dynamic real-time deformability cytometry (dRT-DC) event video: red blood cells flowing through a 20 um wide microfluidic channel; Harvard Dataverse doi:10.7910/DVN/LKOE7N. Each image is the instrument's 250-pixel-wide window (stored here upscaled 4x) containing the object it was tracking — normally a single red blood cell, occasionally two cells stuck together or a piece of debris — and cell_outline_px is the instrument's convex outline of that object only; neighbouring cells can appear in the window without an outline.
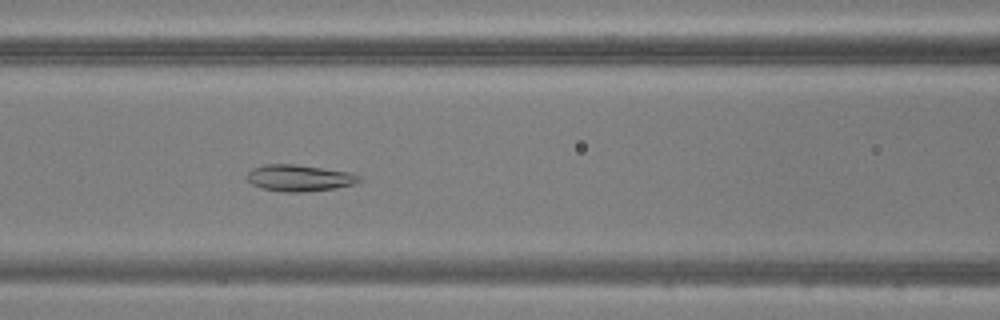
{"species": "common noctule bat (a hibernating species)", "species_latin": "Nyctalus noctula", "temperature_condition": "warm", "stored_images_in_passage": 49, "camera_frame_rate_fps": 3000, "um_per_image_px": 0.085, "animal": {"sex": "male", "body_mass_g": 20.5, "forearm_length_mm": 52.5}, "frame": {"image": 1, "passage_image": 21, "time_ms": 6.667, "image_size_px": [1000, 320], "cell_outline_px": [[360, 180], [356, 184], [336, 188], [300, 192], [284, 192], [264, 188], [252, 184], [244, 176], [252, 168], [264, 164], [296, 164], [352, 172], [360, 176]], "centroid_in_image_um": [25.45, 15.11], "position_along_channel_um": 141.2, "area_um2": 17.46}}
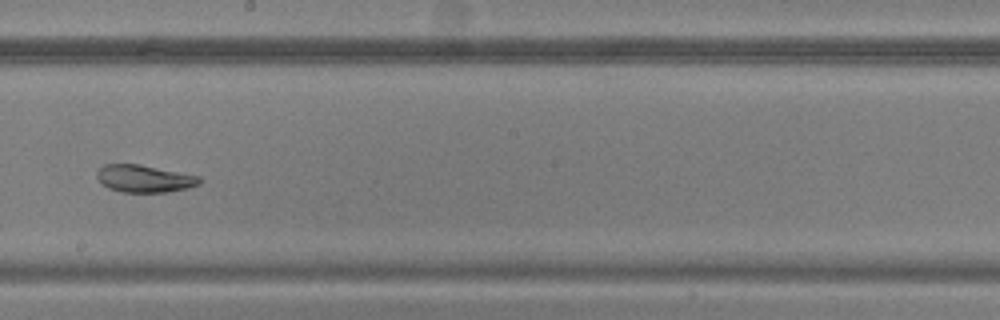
{"frame": {"image": 2, "passage_image": 28, "time_ms": 9.0, "image_size_px": [1000, 320], "cell_outline_px": [[204, 180], [200, 184], [168, 192], [120, 192], [108, 188], [96, 176], [96, 172], [104, 164], [140, 164], [200, 176]], "centroid_in_image_um": [12.29, 15.18], "position_along_channel_um": 235.9, "area_um2": 16.36}}
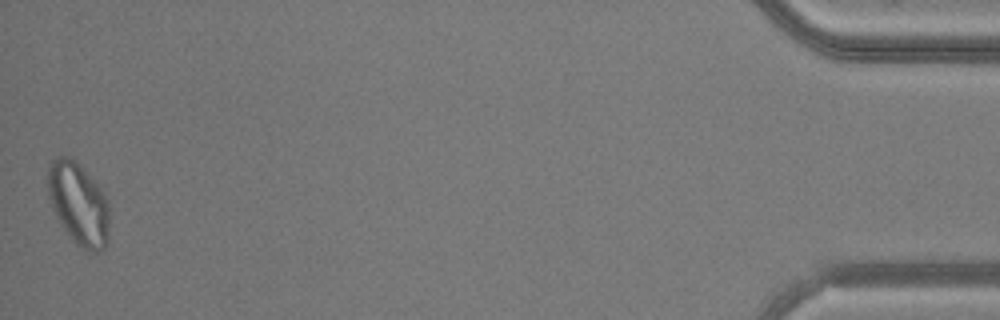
{"frame": {"image": 3, "passage_image": 49, "time_ms": 16.0, "image_size_px": [1000, 320], "cell_outline_px": [[108, 240], [104, 248], [100, 252], [92, 252], [80, 248], [72, 240], [60, 224], [52, 208], [48, 196], [48, 164], [52, 160], [60, 156], [68, 156], [100, 184], [108, 200]], "centroid_in_image_um": [6.68, 17.34], "position_along_channel_um": 428.5, "area_um2": 29.82}}